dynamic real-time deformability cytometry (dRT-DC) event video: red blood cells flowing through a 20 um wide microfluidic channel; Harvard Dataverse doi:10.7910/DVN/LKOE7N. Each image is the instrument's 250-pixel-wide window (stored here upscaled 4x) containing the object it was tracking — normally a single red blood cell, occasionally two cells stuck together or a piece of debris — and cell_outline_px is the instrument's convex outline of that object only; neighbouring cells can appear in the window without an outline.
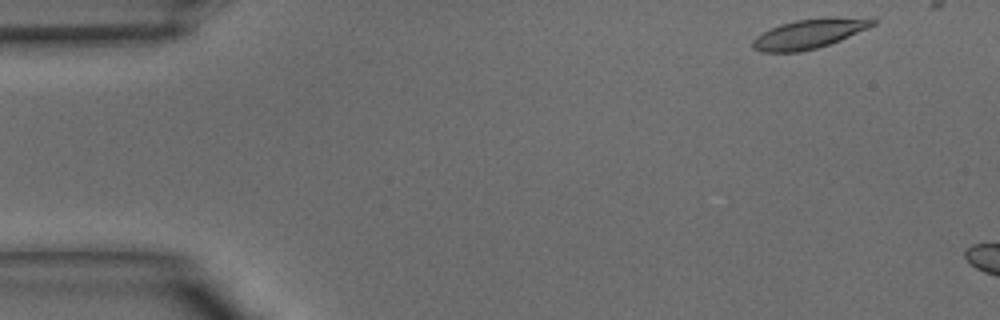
{"species": "common noctule bat (a hibernating species)", "species_latin": "Nyctalus noctula", "temperature_condition": "warm", "stored_images_in_passage": 9, "camera_frame_rate_fps": 3000, "um_per_image_px": 0.085, "animal": {"sex": "male", "body_mass_g": 15.6}, "frame": {"image": 1, "passage_image": 1, "time_ms": 0.0, "image_size_px": [1000, 320], "cell_outline_px": [[876, 24], [868, 28], [840, 40], [816, 48], [800, 52], [760, 52], [752, 48], [752, 40], [756, 36], [780, 24], [796, 20], [828, 16], [836, 16], [876, 20]], "centroid_in_image_um": [68.76, 2.87], "position_along_channel_um": 16.2, "area_um2": 20.58}}
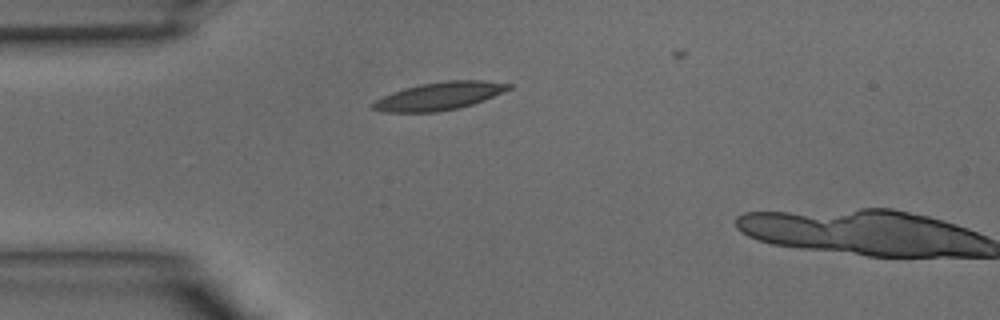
{"frame": {"image": 2, "passage_image": 8, "time_ms": 2.333, "image_size_px": [1000, 320], "cell_outline_px": [[512, 88], [484, 100], [460, 108], [436, 112], [384, 112], [372, 108], [368, 104], [392, 92], [404, 88], [420, 84], [448, 80], [480, 80], [512, 84]], "centroid_in_image_um": [37.32, 8.17], "position_along_channel_um": 47.7, "area_um2": 22.02}}